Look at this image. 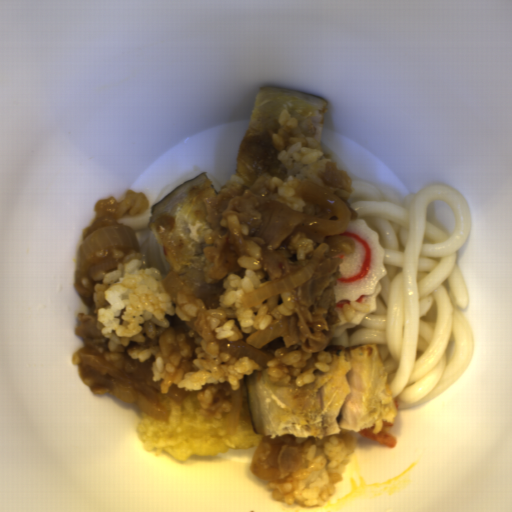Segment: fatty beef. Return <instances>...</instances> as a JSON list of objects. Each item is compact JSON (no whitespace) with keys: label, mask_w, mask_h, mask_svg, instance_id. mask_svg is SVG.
Wrapping results in <instances>:
<instances>
[{"label":"fatty beef","mask_w":512,"mask_h":512,"mask_svg":"<svg viewBox=\"0 0 512 512\" xmlns=\"http://www.w3.org/2000/svg\"><path fill=\"white\" fill-rule=\"evenodd\" d=\"M192 391H188L184 388H179L178 383H173L168 387L167 396L176 401L178 404L183 402L184 399L191 393Z\"/></svg>","instance_id":"90047fb2"},{"label":"fatty beef","mask_w":512,"mask_h":512,"mask_svg":"<svg viewBox=\"0 0 512 512\" xmlns=\"http://www.w3.org/2000/svg\"><path fill=\"white\" fill-rule=\"evenodd\" d=\"M315 217H322V218L329 219L332 221H337L336 215L330 206H327L322 212L317 214Z\"/></svg>","instance_id":"626b1e2c"},{"label":"fatty beef","mask_w":512,"mask_h":512,"mask_svg":"<svg viewBox=\"0 0 512 512\" xmlns=\"http://www.w3.org/2000/svg\"><path fill=\"white\" fill-rule=\"evenodd\" d=\"M352 242L329 248L313 275L303 284L290 290L294 294L292 311L277 321L283 323L285 334L280 335L286 348L299 347L313 354L324 349L330 339L329 330L339 324L333 289L341 278L343 258L352 253Z\"/></svg>","instance_id":"5ad873be"},{"label":"fatty beef","mask_w":512,"mask_h":512,"mask_svg":"<svg viewBox=\"0 0 512 512\" xmlns=\"http://www.w3.org/2000/svg\"><path fill=\"white\" fill-rule=\"evenodd\" d=\"M270 186V175L263 173L247 191L236 196L228 193L210 199L207 202L206 221L217 231L223 229L220 225L222 218L237 215L240 223L248 227L247 237H257L263 241L262 268L273 280L304 268L301 262L290 259L289 246L296 234L306 235L317 245L323 244L331 235L308 228L305 213L293 211L279 202L268 201Z\"/></svg>","instance_id":"8fa450e3"},{"label":"fatty beef","mask_w":512,"mask_h":512,"mask_svg":"<svg viewBox=\"0 0 512 512\" xmlns=\"http://www.w3.org/2000/svg\"><path fill=\"white\" fill-rule=\"evenodd\" d=\"M233 392L229 382L203 385L196 395L201 405L200 414L213 421L220 419L224 413H230L233 408L231 401Z\"/></svg>","instance_id":"7934fd38"},{"label":"fatty beef","mask_w":512,"mask_h":512,"mask_svg":"<svg viewBox=\"0 0 512 512\" xmlns=\"http://www.w3.org/2000/svg\"><path fill=\"white\" fill-rule=\"evenodd\" d=\"M208 263L207 274L215 282L220 281L225 275L234 273L240 277L245 274V268L239 267V260L248 255L245 238L239 234H231L226 239L220 251L216 246L204 248L202 252Z\"/></svg>","instance_id":"2513f850"},{"label":"fatty beef","mask_w":512,"mask_h":512,"mask_svg":"<svg viewBox=\"0 0 512 512\" xmlns=\"http://www.w3.org/2000/svg\"><path fill=\"white\" fill-rule=\"evenodd\" d=\"M305 442L294 435H266L252 455L249 469L260 479L278 482L294 475L299 468Z\"/></svg>","instance_id":"51303b74"},{"label":"fatty beef","mask_w":512,"mask_h":512,"mask_svg":"<svg viewBox=\"0 0 512 512\" xmlns=\"http://www.w3.org/2000/svg\"><path fill=\"white\" fill-rule=\"evenodd\" d=\"M80 325L76 335L85 345L72 359L80 379L93 394L111 393L114 398L125 400L137 409L162 421L167 420L170 406L161 392V380H153L154 358L140 361L132 358L106 360L108 347L105 338L94 328L95 316L82 311L77 317Z\"/></svg>","instance_id":"1bbc456c"},{"label":"fatty beef","mask_w":512,"mask_h":512,"mask_svg":"<svg viewBox=\"0 0 512 512\" xmlns=\"http://www.w3.org/2000/svg\"><path fill=\"white\" fill-rule=\"evenodd\" d=\"M118 209V203L115 200V197H110L107 200L98 201L95 210L97 211L98 218L93 223L91 228L88 230L86 234L85 240L89 237V235L97 230L98 228L108 225V224H119L116 219V211Z\"/></svg>","instance_id":"6575b59f"},{"label":"fatty beef","mask_w":512,"mask_h":512,"mask_svg":"<svg viewBox=\"0 0 512 512\" xmlns=\"http://www.w3.org/2000/svg\"><path fill=\"white\" fill-rule=\"evenodd\" d=\"M73 287L75 291L79 294V296L83 299L85 304L93 307L94 291L84 288L81 284V279L75 280Z\"/></svg>","instance_id":"9584ab52"},{"label":"fatty beef","mask_w":512,"mask_h":512,"mask_svg":"<svg viewBox=\"0 0 512 512\" xmlns=\"http://www.w3.org/2000/svg\"><path fill=\"white\" fill-rule=\"evenodd\" d=\"M323 183L329 186H337L340 189L351 192V180L346 171L340 170L332 161L326 162L324 173L320 174Z\"/></svg>","instance_id":"f438e4f6"},{"label":"fatty beef","mask_w":512,"mask_h":512,"mask_svg":"<svg viewBox=\"0 0 512 512\" xmlns=\"http://www.w3.org/2000/svg\"><path fill=\"white\" fill-rule=\"evenodd\" d=\"M343 202V204L346 206V208L348 209V211L350 212L351 216L350 218L351 219H355L357 218V212L356 210H354L353 208H351L350 206V203L348 202L347 199H344V200H341Z\"/></svg>","instance_id":"32593e17"}]
</instances>
